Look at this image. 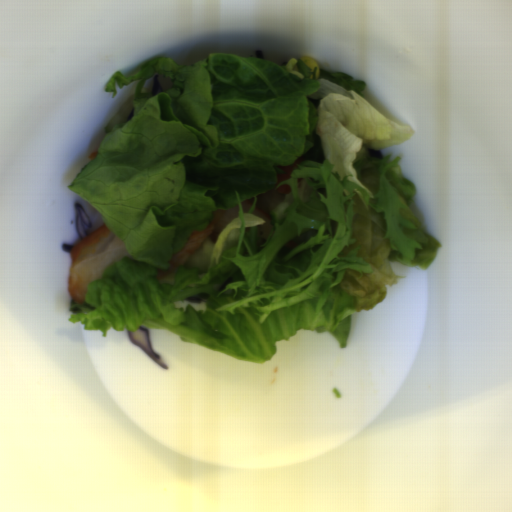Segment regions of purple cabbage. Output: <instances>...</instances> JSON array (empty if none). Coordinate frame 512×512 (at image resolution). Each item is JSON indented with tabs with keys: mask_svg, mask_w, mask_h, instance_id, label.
<instances>
[{
	"mask_svg": "<svg viewBox=\"0 0 512 512\" xmlns=\"http://www.w3.org/2000/svg\"><path fill=\"white\" fill-rule=\"evenodd\" d=\"M126 335L131 344L141 349L158 366H160L164 370H167V363L161 360V356L152 347L149 329L147 326H138L136 331L127 330Z\"/></svg>",
	"mask_w": 512,
	"mask_h": 512,
	"instance_id": "c1f60e8f",
	"label": "purple cabbage"
},
{
	"mask_svg": "<svg viewBox=\"0 0 512 512\" xmlns=\"http://www.w3.org/2000/svg\"><path fill=\"white\" fill-rule=\"evenodd\" d=\"M76 208V232L82 240L92 233V222L84 208L79 202L75 204Z\"/></svg>",
	"mask_w": 512,
	"mask_h": 512,
	"instance_id": "ea28d5fd",
	"label": "purple cabbage"
},
{
	"mask_svg": "<svg viewBox=\"0 0 512 512\" xmlns=\"http://www.w3.org/2000/svg\"><path fill=\"white\" fill-rule=\"evenodd\" d=\"M162 91H164V89H163V86H162L161 81H160V76H159V74H156L153 77V87H152V95H153V97L155 95H157L158 93H161Z\"/></svg>",
	"mask_w": 512,
	"mask_h": 512,
	"instance_id": "f65ffa83",
	"label": "purple cabbage"
},
{
	"mask_svg": "<svg viewBox=\"0 0 512 512\" xmlns=\"http://www.w3.org/2000/svg\"><path fill=\"white\" fill-rule=\"evenodd\" d=\"M75 244H71V243H64L61 247V249L67 253H71V250H72V247L74 246Z\"/></svg>",
	"mask_w": 512,
	"mask_h": 512,
	"instance_id": "39781b68",
	"label": "purple cabbage"
}]
</instances>
